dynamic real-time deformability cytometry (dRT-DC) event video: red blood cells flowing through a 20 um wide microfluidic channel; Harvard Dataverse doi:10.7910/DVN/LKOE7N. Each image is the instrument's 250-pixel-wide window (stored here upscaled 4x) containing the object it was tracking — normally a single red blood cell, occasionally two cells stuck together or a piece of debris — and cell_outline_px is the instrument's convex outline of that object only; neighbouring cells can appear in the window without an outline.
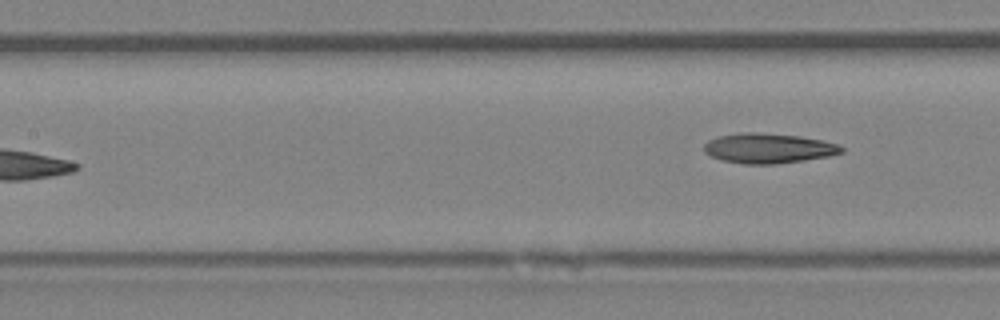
{"species": "Egyptian fruit bat (a non-hibernating species)", "species_latin": "Rousettus aegyptiacus", "temperature_condition": "room temperature", "stored_images_in_passage": 6, "segment_of_instrument_passage": [2, 2], "camera_frame_rate_fps": 3000, "um_per_image_px": 0.085, "animal": {"sex": "female"}, "frame": {"image": 1, "passage_image": 6, "time_ms": 6.667, "image_size_px": [1000, 320], "cell_outline_px": [[844, 152], [832, 156], [776, 164], [744, 164], [724, 160], [712, 156], [704, 152], [704, 144], [708, 140], [716, 136], [744, 132], [756, 132], [800, 136], [824, 140], [840, 144], [844, 148]], "centroid_in_image_um": [65.36, 12.59], "position_along_channel_um": 142.0, "area_um2": 24.22}}